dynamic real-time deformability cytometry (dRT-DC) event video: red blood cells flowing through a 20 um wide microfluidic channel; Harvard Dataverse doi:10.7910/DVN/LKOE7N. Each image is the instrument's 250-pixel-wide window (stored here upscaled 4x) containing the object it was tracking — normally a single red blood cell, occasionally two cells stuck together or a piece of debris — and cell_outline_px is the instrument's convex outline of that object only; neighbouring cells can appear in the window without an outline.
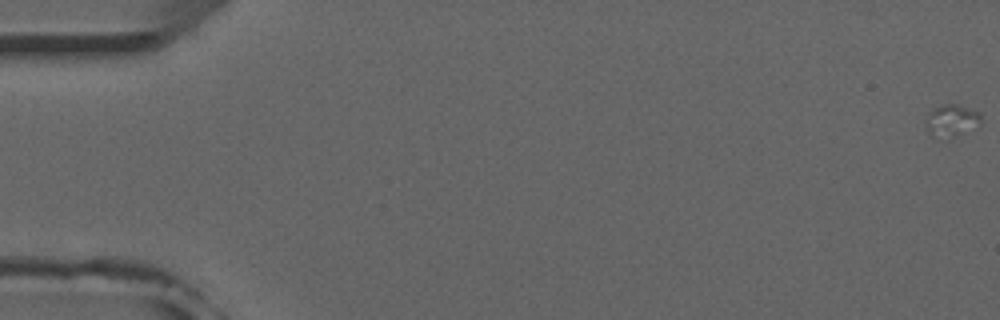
{"species": "common noctule bat (a hibernating species)", "species_latin": "Nyctalus noctula", "temperature_condition": "room temperature", "stored_images_in_passage": 2, "camera_frame_rate_fps": 3000, "um_per_image_px": 0.085, "animal": {"sex": "male", "forearm_length_mm": 52.5}, "frame": {"image": 1, "passage_image": 1, "time_ms": 0.0, "image_size_px": [1000, 320], "cell_outline_px": [[980, 124], [948, 140], [936, 140], [924, 124], [924, 120], [928, 112], [932, 108], [944, 104], [960, 104], [980, 112]], "centroid_in_image_um": [80.82, 10.26], "position_along_channel_um": 4.2, "area_um2": 10.75}}